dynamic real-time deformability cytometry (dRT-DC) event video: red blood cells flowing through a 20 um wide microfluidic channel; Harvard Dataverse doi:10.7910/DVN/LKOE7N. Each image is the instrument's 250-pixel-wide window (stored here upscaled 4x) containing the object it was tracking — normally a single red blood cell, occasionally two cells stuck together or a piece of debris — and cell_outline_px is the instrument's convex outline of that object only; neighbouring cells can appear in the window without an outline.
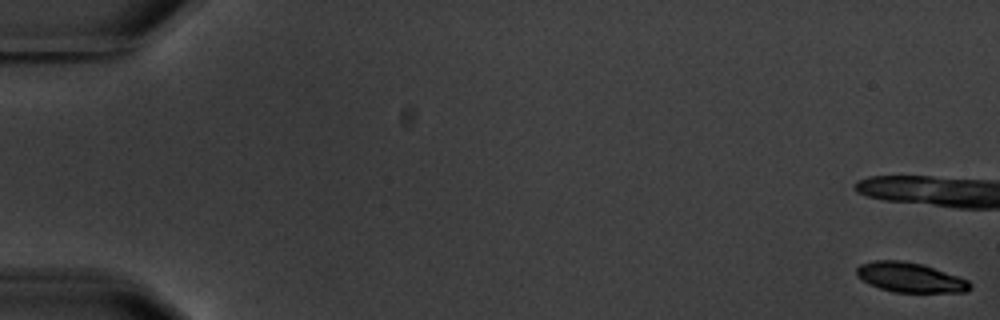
{"species": "common noctule bat (a hibernating species)", "species_latin": "Nyctalus noctula", "temperature_condition": "warm", "stored_images_in_passage": 5, "camera_frame_rate_fps": 3000, "um_per_image_px": 0.085, "animal": {"sex": "male", "body_mass_g": 20.1, "forearm_length_mm": 53.5}, "frame": {"image": 1, "passage_image": 1, "time_ms": 0.0, "image_size_px": [1000, 320], "cell_outline_px": [[972, 288], [964, 292], [892, 292], [880, 288], [856, 276], [856, 268], [860, 264], [876, 260], [900, 260], [924, 264], [968, 280], [972, 284]], "centroid_in_image_um": [77.37, 23.57], "position_along_channel_um": 7.6, "area_um2": 19.59}}